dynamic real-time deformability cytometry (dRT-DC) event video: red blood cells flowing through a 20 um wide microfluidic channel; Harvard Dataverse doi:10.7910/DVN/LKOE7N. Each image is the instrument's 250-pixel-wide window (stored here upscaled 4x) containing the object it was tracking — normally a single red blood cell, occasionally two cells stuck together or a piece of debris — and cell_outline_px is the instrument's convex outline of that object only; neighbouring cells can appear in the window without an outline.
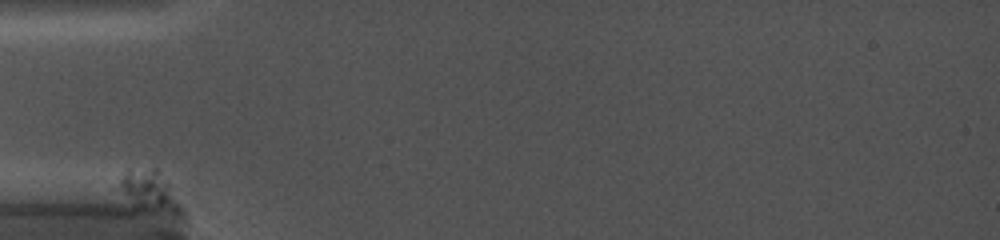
{"species": "common noctule bat (a hibernating species)", "species_latin": "Nyctalus noctula", "temperature_condition": "cold", "stored_images_in_passage": 11, "camera_frame_rate_fps": 5000, "um_per_image_px": 0.085, "animal": {"sex": "female", "body_mass_g": 19.0, "forearm_length_mm": 56.7}, "frame": {"image": 1, "passage_image": 1, "time_ms": 0.0, "image_size_px": [1000, 240], "cell_outline_px": [[168, 200], [160, 204], [136, 204], [112, 188], [124, 172], [128, 168], [156, 168], [160, 172], [168, 184]], "centroid_in_image_um": [12.16, 15.82], "position_along_channel_um": 72.8, "area_um2": 11.33}}
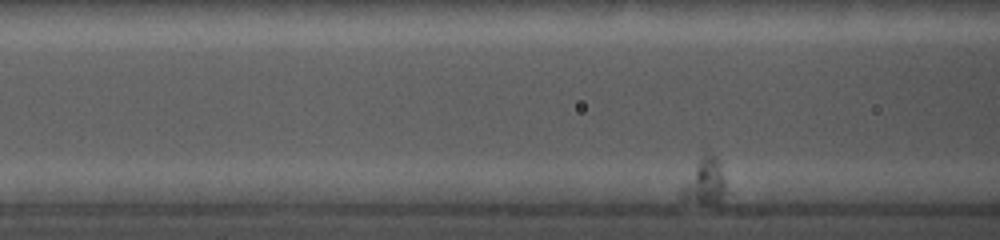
{"frame": {"image": 2, "passage_image": 5, "time_ms": 1.8, "image_size_px": [1000, 240], "cell_outline_px": [[724, 192], [720, 204], [704, 204], [680, 196], [680, 188], [700, 160], [708, 152], [720, 160], [724, 180]], "centroid_in_image_um": [59.93, 15.46], "position_along_channel_um": 106.7, "area_um2": 11.39}}
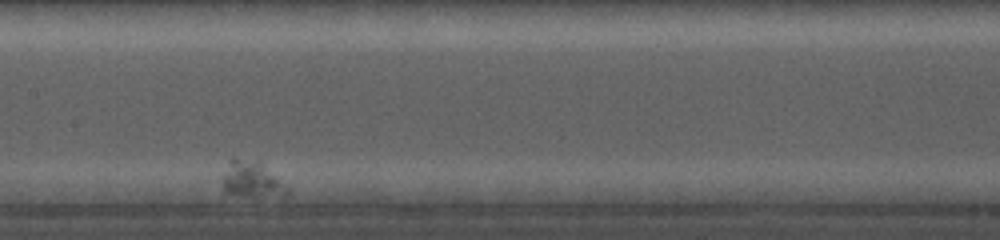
{"frame": {"image": 3, "passage_image": 10, "time_ms": 5.4, "image_size_px": [1000, 240], "cell_outline_px": [[288, 196], [252, 196], [224, 192], [220, 180], [220, 176], [228, 160], [232, 156], [260, 164], [284, 184], [288, 188]], "centroid_in_image_um": [21.29, 15.27], "position_along_channel_um": 186.1, "area_um2": 13.41}}